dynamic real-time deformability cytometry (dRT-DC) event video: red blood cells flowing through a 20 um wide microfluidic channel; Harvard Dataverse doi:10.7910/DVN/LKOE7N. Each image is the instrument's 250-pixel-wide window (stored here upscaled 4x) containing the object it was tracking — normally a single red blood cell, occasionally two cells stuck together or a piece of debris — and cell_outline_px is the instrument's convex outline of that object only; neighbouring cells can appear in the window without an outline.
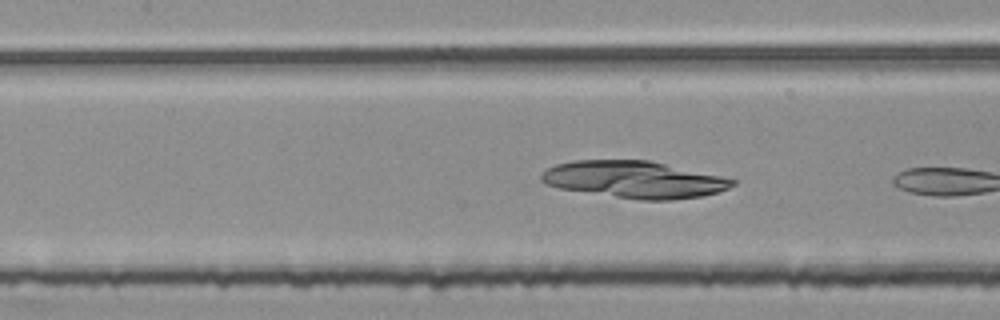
{"species": "common noctule bat (a hibernating species)", "species_latin": "Nyctalus noctula", "temperature_condition": "room temperature", "stored_images_in_passage": 16, "segment_of_instrument_passage": [3, 3], "camera_frame_rate_fps": 3000, "um_per_image_px": 0.085, "animal": {"sex": "female", "body_mass_g": 25.1}, "frame": {"image": 1, "passage_image": 16, "time_ms": 5.0, "image_size_px": [1000, 320], "cell_outline_px": [[736, 184], [728, 188], [704, 196], [672, 200], [640, 200], [560, 188], [548, 184], [540, 180], [540, 172], [556, 164], [572, 160], [648, 160], [720, 176], [736, 180]], "centroid_in_image_um": [53.89, 15.26], "position_along_channel_um": 153.5, "area_um2": 40.86}}